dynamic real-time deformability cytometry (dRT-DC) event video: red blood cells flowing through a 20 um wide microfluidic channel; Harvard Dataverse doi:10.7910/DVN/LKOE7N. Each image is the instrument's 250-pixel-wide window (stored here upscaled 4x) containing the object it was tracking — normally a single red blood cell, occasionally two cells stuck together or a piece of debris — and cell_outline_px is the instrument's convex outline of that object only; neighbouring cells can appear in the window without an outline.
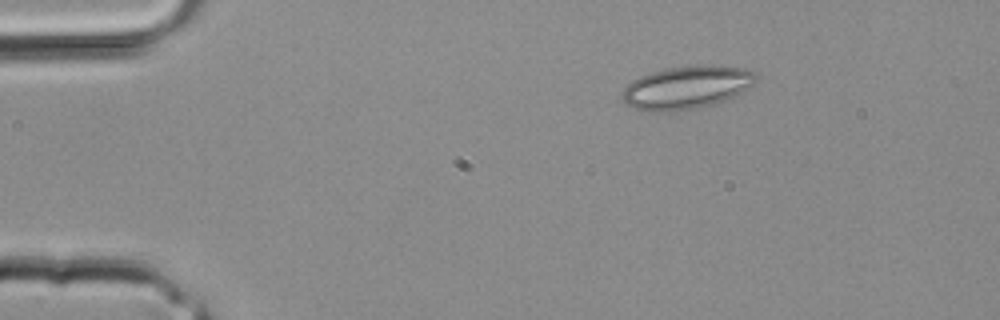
{"species": "common noctule bat (a hibernating species)", "species_latin": "Nyctalus noctula", "temperature_condition": "room temperature", "stored_images_in_passage": 30, "camera_frame_rate_fps": 3000, "um_per_image_px": 0.085, "animal": {"sex": "male", "body_mass_g": 20.4}, "frame": {"image": 1, "passage_image": 1, "time_ms": 0.0, "image_size_px": [1000, 320], "cell_outline_px": [[756, 80], [748, 88], [708, 108], [672, 112], [640, 112], [632, 108], [620, 96], [624, 88], [632, 80], [640, 76], [664, 68], [744, 68], [756, 72]], "centroid_in_image_um": [58.27, 7.52], "position_along_channel_um": 26.7, "area_um2": 33.0}}
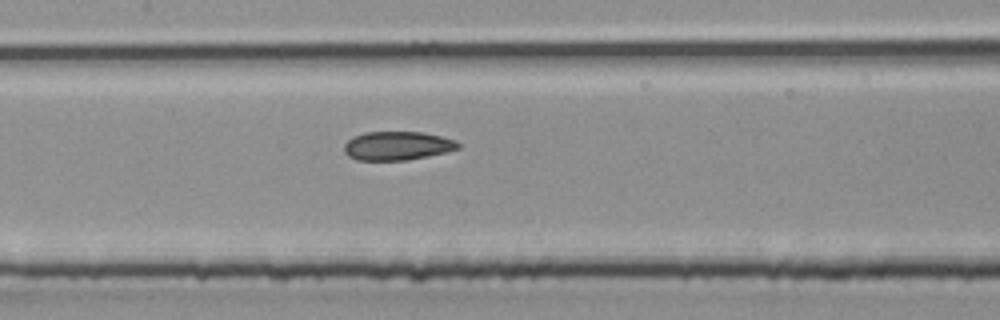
{"frame": {"image": 2, "passage_image": 12, "time_ms": 3.667, "image_size_px": [1000, 320], "cell_outline_px": [[460, 148], [448, 152], [408, 160], [356, 160], [348, 156], [344, 152], [344, 144], [352, 136], [364, 132], [424, 132], [456, 140], [460, 144]], "centroid_in_image_um": [33.77, 12.39], "position_along_channel_um": 173.6, "area_um2": 19.31}}
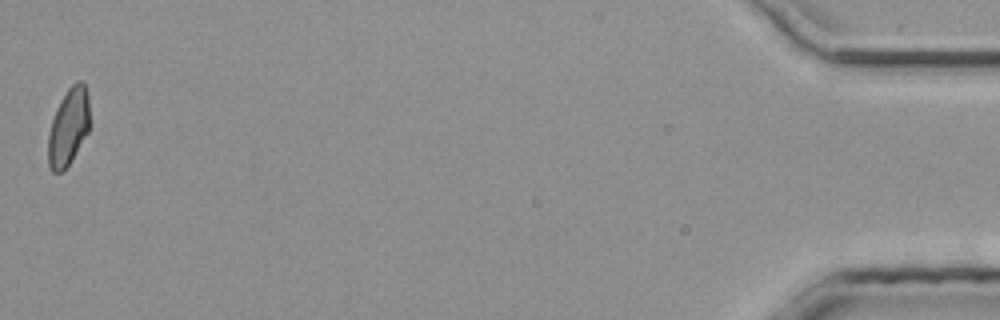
{"frame": {"image": 3, "passage_image": 30, "time_ms": 9.667, "image_size_px": [1000, 320], "cell_outline_px": [[88, 132], [72, 160], [60, 172], [52, 172], [48, 164], [48, 136], [52, 120], [56, 108], [60, 100], [68, 88], [76, 80], [80, 80], [84, 84], [88, 96]], "centroid_in_image_um": [5.8, 10.78], "position_along_channel_um": 429.4, "area_um2": 18.5}}